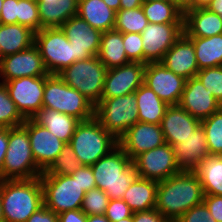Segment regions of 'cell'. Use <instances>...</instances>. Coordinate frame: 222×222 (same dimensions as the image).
Here are the masks:
<instances>
[{
    "instance_id": "obj_9",
    "label": "cell",
    "mask_w": 222,
    "mask_h": 222,
    "mask_svg": "<svg viewBox=\"0 0 222 222\" xmlns=\"http://www.w3.org/2000/svg\"><path fill=\"white\" fill-rule=\"evenodd\" d=\"M43 188L44 206L55 214L67 210L81 209L85 191L70 175H48L45 171L40 176Z\"/></svg>"
},
{
    "instance_id": "obj_39",
    "label": "cell",
    "mask_w": 222,
    "mask_h": 222,
    "mask_svg": "<svg viewBox=\"0 0 222 222\" xmlns=\"http://www.w3.org/2000/svg\"><path fill=\"white\" fill-rule=\"evenodd\" d=\"M109 196L100 188L85 193L81 210L88 215H103L109 203Z\"/></svg>"
},
{
    "instance_id": "obj_27",
    "label": "cell",
    "mask_w": 222,
    "mask_h": 222,
    "mask_svg": "<svg viewBox=\"0 0 222 222\" xmlns=\"http://www.w3.org/2000/svg\"><path fill=\"white\" fill-rule=\"evenodd\" d=\"M158 182L136 177L126 190L123 200L133 212L147 211L156 207Z\"/></svg>"
},
{
    "instance_id": "obj_49",
    "label": "cell",
    "mask_w": 222,
    "mask_h": 222,
    "mask_svg": "<svg viewBox=\"0 0 222 222\" xmlns=\"http://www.w3.org/2000/svg\"><path fill=\"white\" fill-rule=\"evenodd\" d=\"M26 222H59L58 214L49 210L46 206L33 213Z\"/></svg>"
},
{
    "instance_id": "obj_34",
    "label": "cell",
    "mask_w": 222,
    "mask_h": 222,
    "mask_svg": "<svg viewBox=\"0 0 222 222\" xmlns=\"http://www.w3.org/2000/svg\"><path fill=\"white\" fill-rule=\"evenodd\" d=\"M141 7L148 23H183V13L172 1H143Z\"/></svg>"
},
{
    "instance_id": "obj_55",
    "label": "cell",
    "mask_w": 222,
    "mask_h": 222,
    "mask_svg": "<svg viewBox=\"0 0 222 222\" xmlns=\"http://www.w3.org/2000/svg\"><path fill=\"white\" fill-rule=\"evenodd\" d=\"M86 222H110V221L103 214V215H88Z\"/></svg>"
},
{
    "instance_id": "obj_17",
    "label": "cell",
    "mask_w": 222,
    "mask_h": 222,
    "mask_svg": "<svg viewBox=\"0 0 222 222\" xmlns=\"http://www.w3.org/2000/svg\"><path fill=\"white\" fill-rule=\"evenodd\" d=\"M22 126L28 131L32 155L37 166L43 172L46 171L60 154L65 142L32 118L26 119Z\"/></svg>"
},
{
    "instance_id": "obj_21",
    "label": "cell",
    "mask_w": 222,
    "mask_h": 222,
    "mask_svg": "<svg viewBox=\"0 0 222 222\" xmlns=\"http://www.w3.org/2000/svg\"><path fill=\"white\" fill-rule=\"evenodd\" d=\"M161 63L186 80L196 77L199 71L193 42L184 33L165 53Z\"/></svg>"
},
{
    "instance_id": "obj_25",
    "label": "cell",
    "mask_w": 222,
    "mask_h": 222,
    "mask_svg": "<svg viewBox=\"0 0 222 222\" xmlns=\"http://www.w3.org/2000/svg\"><path fill=\"white\" fill-rule=\"evenodd\" d=\"M36 2L41 29L61 27L78 12V0H36Z\"/></svg>"
},
{
    "instance_id": "obj_14",
    "label": "cell",
    "mask_w": 222,
    "mask_h": 222,
    "mask_svg": "<svg viewBox=\"0 0 222 222\" xmlns=\"http://www.w3.org/2000/svg\"><path fill=\"white\" fill-rule=\"evenodd\" d=\"M43 59L35 44L29 48L0 58V77L2 82L21 77L49 76Z\"/></svg>"
},
{
    "instance_id": "obj_61",
    "label": "cell",
    "mask_w": 222,
    "mask_h": 222,
    "mask_svg": "<svg viewBox=\"0 0 222 222\" xmlns=\"http://www.w3.org/2000/svg\"><path fill=\"white\" fill-rule=\"evenodd\" d=\"M143 1H156V0H143ZM159 1H171V0H159Z\"/></svg>"
},
{
    "instance_id": "obj_56",
    "label": "cell",
    "mask_w": 222,
    "mask_h": 222,
    "mask_svg": "<svg viewBox=\"0 0 222 222\" xmlns=\"http://www.w3.org/2000/svg\"><path fill=\"white\" fill-rule=\"evenodd\" d=\"M103 1L109 8H111L115 12H117L120 9V0H103Z\"/></svg>"
},
{
    "instance_id": "obj_51",
    "label": "cell",
    "mask_w": 222,
    "mask_h": 222,
    "mask_svg": "<svg viewBox=\"0 0 222 222\" xmlns=\"http://www.w3.org/2000/svg\"><path fill=\"white\" fill-rule=\"evenodd\" d=\"M8 148V128H0V180H2V168Z\"/></svg>"
},
{
    "instance_id": "obj_2",
    "label": "cell",
    "mask_w": 222,
    "mask_h": 222,
    "mask_svg": "<svg viewBox=\"0 0 222 222\" xmlns=\"http://www.w3.org/2000/svg\"><path fill=\"white\" fill-rule=\"evenodd\" d=\"M4 222H26L44 206L40 177L29 180H0Z\"/></svg>"
},
{
    "instance_id": "obj_15",
    "label": "cell",
    "mask_w": 222,
    "mask_h": 222,
    "mask_svg": "<svg viewBox=\"0 0 222 222\" xmlns=\"http://www.w3.org/2000/svg\"><path fill=\"white\" fill-rule=\"evenodd\" d=\"M185 82L186 79L167 69L161 62L147 63L145 66L143 84L169 106L179 104Z\"/></svg>"
},
{
    "instance_id": "obj_45",
    "label": "cell",
    "mask_w": 222,
    "mask_h": 222,
    "mask_svg": "<svg viewBox=\"0 0 222 222\" xmlns=\"http://www.w3.org/2000/svg\"><path fill=\"white\" fill-rule=\"evenodd\" d=\"M70 176L72 178H77L78 183L85 192L97 187L91 166L82 165Z\"/></svg>"
},
{
    "instance_id": "obj_4",
    "label": "cell",
    "mask_w": 222,
    "mask_h": 222,
    "mask_svg": "<svg viewBox=\"0 0 222 222\" xmlns=\"http://www.w3.org/2000/svg\"><path fill=\"white\" fill-rule=\"evenodd\" d=\"M84 166H91L118 146V140L100 122L92 119L81 121L69 141Z\"/></svg>"
},
{
    "instance_id": "obj_46",
    "label": "cell",
    "mask_w": 222,
    "mask_h": 222,
    "mask_svg": "<svg viewBox=\"0 0 222 222\" xmlns=\"http://www.w3.org/2000/svg\"><path fill=\"white\" fill-rule=\"evenodd\" d=\"M19 0H4L0 14V24H17Z\"/></svg>"
},
{
    "instance_id": "obj_41",
    "label": "cell",
    "mask_w": 222,
    "mask_h": 222,
    "mask_svg": "<svg viewBox=\"0 0 222 222\" xmlns=\"http://www.w3.org/2000/svg\"><path fill=\"white\" fill-rule=\"evenodd\" d=\"M196 77L222 105V66L201 69Z\"/></svg>"
},
{
    "instance_id": "obj_44",
    "label": "cell",
    "mask_w": 222,
    "mask_h": 222,
    "mask_svg": "<svg viewBox=\"0 0 222 222\" xmlns=\"http://www.w3.org/2000/svg\"><path fill=\"white\" fill-rule=\"evenodd\" d=\"M176 222H217L204 203L186 211Z\"/></svg>"
},
{
    "instance_id": "obj_48",
    "label": "cell",
    "mask_w": 222,
    "mask_h": 222,
    "mask_svg": "<svg viewBox=\"0 0 222 222\" xmlns=\"http://www.w3.org/2000/svg\"><path fill=\"white\" fill-rule=\"evenodd\" d=\"M133 222H169L155 208L147 211H139L133 213Z\"/></svg>"
},
{
    "instance_id": "obj_10",
    "label": "cell",
    "mask_w": 222,
    "mask_h": 222,
    "mask_svg": "<svg viewBox=\"0 0 222 222\" xmlns=\"http://www.w3.org/2000/svg\"><path fill=\"white\" fill-rule=\"evenodd\" d=\"M34 44L49 74H58L75 62L73 45L61 27L43 28L36 32Z\"/></svg>"
},
{
    "instance_id": "obj_13",
    "label": "cell",
    "mask_w": 222,
    "mask_h": 222,
    "mask_svg": "<svg viewBox=\"0 0 222 222\" xmlns=\"http://www.w3.org/2000/svg\"><path fill=\"white\" fill-rule=\"evenodd\" d=\"M183 33V23H148L141 33L144 64L161 62Z\"/></svg>"
},
{
    "instance_id": "obj_28",
    "label": "cell",
    "mask_w": 222,
    "mask_h": 222,
    "mask_svg": "<svg viewBox=\"0 0 222 222\" xmlns=\"http://www.w3.org/2000/svg\"><path fill=\"white\" fill-rule=\"evenodd\" d=\"M77 15L101 32L112 30L115 27L116 12L109 8L103 0H78Z\"/></svg>"
},
{
    "instance_id": "obj_29",
    "label": "cell",
    "mask_w": 222,
    "mask_h": 222,
    "mask_svg": "<svg viewBox=\"0 0 222 222\" xmlns=\"http://www.w3.org/2000/svg\"><path fill=\"white\" fill-rule=\"evenodd\" d=\"M35 32L20 24H0V58L32 46Z\"/></svg>"
},
{
    "instance_id": "obj_30",
    "label": "cell",
    "mask_w": 222,
    "mask_h": 222,
    "mask_svg": "<svg viewBox=\"0 0 222 222\" xmlns=\"http://www.w3.org/2000/svg\"><path fill=\"white\" fill-rule=\"evenodd\" d=\"M134 94L137 100L139 122L160 124L169 105L145 84H142Z\"/></svg>"
},
{
    "instance_id": "obj_8",
    "label": "cell",
    "mask_w": 222,
    "mask_h": 222,
    "mask_svg": "<svg viewBox=\"0 0 222 222\" xmlns=\"http://www.w3.org/2000/svg\"><path fill=\"white\" fill-rule=\"evenodd\" d=\"M95 118L118 140L139 122L135 94L101 99L95 105Z\"/></svg>"
},
{
    "instance_id": "obj_33",
    "label": "cell",
    "mask_w": 222,
    "mask_h": 222,
    "mask_svg": "<svg viewBox=\"0 0 222 222\" xmlns=\"http://www.w3.org/2000/svg\"><path fill=\"white\" fill-rule=\"evenodd\" d=\"M194 171L204 194L222 196V155H208Z\"/></svg>"
},
{
    "instance_id": "obj_53",
    "label": "cell",
    "mask_w": 222,
    "mask_h": 222,
    "mask_svg": "<svg viewBox=\"0 0 222 222\" xmlns=\"http://www.w3.org/2000/svg\"><path fill=\"white\" fill-rule=\"evenodd\" d=\"M143 0H120V9H134L141 7Z\"/></svg>"
},
{
    "instance_id": "obj_59",
    "label": "cell",
    "mask_w": 222,
    "mask_h": 222,
    "mask_svg": "<svg viewBox=\"0 0 222 222\" xmlns=\"http://www.w3.org/2000/svg\"><path fill=\"white\" fill-rule=\"evenodd\" d=\"M0 222H4L3 214H2V204H1V200H0Z\"/></svg>"
},
{
    "instance_id": "obj_6",
    "label": "cell",
    "mask_w": 222,
    "mask_h": 222,
    "mask_svg": "<svg viewBox=\"0 0 222 222\" xmlns=\"http://www.w3.org/2000/svg\"><path fill=\"white\" fill-rule=\"evenodd\" d=\"M43 108L54 109L80 121L95 117V105L57 74H50L45 80Z\"/></svg>"
},
{
    "instance_id": "obj_16",
    "label": "cell",
    "mask_w": 222,
    "mask_h": 222,
    "mask_svg": "<svg viewBox=\"0 0 222 222\" xmlns=\"http://www.w3.org/2000/svg\"><path fill=\"white\" fill-rule=\"evenodd\" d=\"M69 42L73 45L75 62L97 56L102 32L91 27L78 15L69 18L62 26Z\"/></svg>"
},
{
    "instance_id": "obj_38",
    "label": "cell",
    "mask_w": 222,
    "mask_h": 222,
    "mask_svg": "<svg viewBox=\"0 0 222 222\" xmlns=\"http://www.w3.org/2000/svg\"><path fill=\"white\" fill-rule=\"evenodd\" d=\"M81 166L70 144L65 143L60 154L45 172L48 175H71Z\"/></svg>"
},
{
    "instance_id": "obj_24",
    "label": "cell",
    "mask_w": 222,
    "mask_h": 222,
    "mask_svg": "<svg viewBox=\"0 0 222 222\" xmlns=\"http://www.w3.org/2000/svg\"><path fill=\"white\" fill-rule=\"evenodd\" d=\"M183 30L187 37H211L222 34V16L207 8L188 10L183 14Z\"/></svg>"
},
{
    "instance_id": "obj_47",
    "label": "cell",
    "mask_w": 222,
    "mask_h": 222,
    "mask_svg": "<svg viewBox=\"0 0 222 222\" xmlns=\"http://www.w3.org/2000/svg\"><path fill=\"white\" fill-rule=\"evenodd\" d=\"M203 203L208 208L211 216L217 222H222V196L204 194Z\"/></svg>"
},
{
    "instance_id": "obj_43",
    "label": "cell",
    "mask_w": 222,
    "mask_h": 222,
    "mask_svg": "<svg viewBox=\"0 0 222 222\" xmlns=\"http://www.w3.org/2000/svg\"><path fill=\"white\" fill-rule=\"evenodd\" d=\"M133 213L123 199H110L104 215L110 222H117L133 216Z\"/></svg>"
},
{
    "instance_id": "obj_3",
    "label": "cell",
    "mask_w": 222,
    "mask_h": 222,
    "mask_svg": "<svg viewBox=\"0 0 222 222\" xmlns=\"http://www.w3.org/2000/svg\"><path fill=\"white\" fill-rule=\"evenodd\" d=\"M91 168L97 188L105 191L109 199H122L137 177L134 163L119 145Z\"/></svg>"
},
{
    "instance_id": "obj_31",
    "label": "cell",
    "mask_w": 222,
    "mask_h": 222,
    "mask_svg": "<svg viewBox=\"0 0 222 222\" xmlns=\"http://www.w3.org/2000/svg\"><path fill=\"white\" fill-rule=\"evenodd\" d=\"M98 59L107 69L117 68L131 62L123 46V33L112 29L102 32Z\"/></svg>"
},
{
    "instance_id": "obj_36",
    "label": "cell",
    "mask_w": 222,
    "mask_h": 222,
    "mask_svg": "<svg viewBox=\"0 0 222 222\" xmlns=\"http://www.w3.org/2000/svg\"><path fill=\"white\" fill-rule=\"evenodd\" d=\"M209 155H222V107L201 121Z\"/></svg>"
},
{
    "instance_id": "obj_22",
    "label": "cell",
    "mask_w": 222,
    "mask_h": 222,
    "mask_svg": "<svg viewBox=\"0 0 222 222\" xmlns=\"http://www.w3.org/2000/svg\"><path fill=\"white\" fill-rule=\"evenodd\" d=\"M200 124V120L194 118L179 105H171L166 109L160 126L166 143L175 146L192 135Z\"/></svg>"
},
{
    "instance_id": "obj_60",
    "label": "cell",
    "mask_w": 222,
    "mask_h": 222,
    "mask_svg": "<svg viewBox=\"0 0 222 222\" xmlns=\"http://www.w3.org/2000/svg\"><path fill=\"white\" fill-rule=\"evenodd\" d=\"M4 0H0V14H1V10H2V4H3Z\"/></svg>"
},
{
    "instance_id": "obj_7",
    "label": "cell",
    "mask_w": 222,
    "mask_h": 222,
    "mask_svg": "<svg viewBox=\"0 0 222 222\" xmlns=\"http://www.w3.org/2000/svg\"><path fill=\"white\" fill-rule=\"evenodd\" d=\"M106 73L105 65L97 56H93L74 62L57 75L96 105L103 95Z\"/></svg>"
},
{
    "instance_id": "obj_19",
    "label": "cell",
    "mask_w": 222,
    "mask_h": 222,
    "mask_svg": "<svg viewBox=\"0 0 222 222\" xmlns=\"http://www.w3.org/2000/svg\"><path fill=\"white\" fill-rule=\"evenodd\" d=\"M160 124L137 122L118 139V145L133 160L140 153L165 144Z\"/></svg>"
},
{
    "instance_id": "obj_26",
    "label": "cell",
    "mask_w": 222,
    "mask_h": 222,
    "mask_svg": "<svg viewBox=\"0 0 222 222\" xmlns=\"http://www.w3.org/2000/svg\"><path fill=\"white\" fill-rule=\"evenodd\" d=\"M32 119L65 143H69L77 125L81 122L73 116L50 108H41Z\"/></svg>"
},
{
    "instance_id": "obj_37",
    "label": "cell",
    "mask_w": 222,
    "mask_h": 222,
    "mask_svg": "<svg viewBox=\"0 0 222 222\" xmlns=\"http://www.w3.org/2000/svg\"><path fill=\"white\" fill-rule=\"evenodd\" d=\"M25 120L18 111L14 101L10 98L5 84L0 82V128L18 127Z\"/></svg>"
},
{
    "instance_id": "obj_18",
    "label": "cell",
    "mask_w": 222,
    "mask_h": 222,
    "mask_svg": "<svg viewBox=\"0 0 222 222\" xmlns=\"http://www.w3.org/2000/svg\"><path fill=\"white\" fill-rule=\"evenodd\" d=\"M145 66L141 62H129L107 69L101 99L134 93L143 84Z\"/></svg>"
},
{
    "instance_id": "obj_35",
    "label": "cell",
    "mask_w": 222,
    "mask_h": 222,
    "mask_svg": "<svg viewBox=\"0 0 222 222\" xmlns=\"http://www.w3.org/2000/svg\"><path fill=\"white\" fill-rule=\"evenodd\" d=\"M148 20L142 7L134 9H119L116 12L114 29L121 33H142L147 27Z\"/></svg>"
},
{
    "instance_id": "obj_23",
    "label": "cell",
    "mask_w": 222,
    "mask_h": 222,
    "mask_svg": "<svg viewBox=\"0 0 222 222\" xmlns=\"http://www.w3.org/2000/svg\"><path fill=\"white\" fill-rule=\"evenodd\" d=\"M172 147L176 164L180 170L194 171L209 155L207 139L201 124L192 135Z\"/></svg>"
},
{
    "instance_id": "obj_40",
    "label": "cell",
    "mask_w": 222,
    "mask_h": 222,
    "mask_svg": "<svg viewBox=\"0 0 222 222\" xmlns=\"http://www.w3.org/2000/svg\"><path fill=\"white\" fill-rule=\"evenodd\" d=\"M17 24L28 27L35 33L41 30L38 3L36 0H19Z\"/></svg>"
},
{
    "instance_id": "obj_5",
    "label": "cell",
    "mask_w": 222,
    "mask_h": 222,
    "mask_svg": "<svg viewBox=\"0 0 222 222\" xmlns=\"http://www.w3.org/2000/svg\"><path fill=\"white\" fill-rule=\"evenodd\" d=\"M42 173L33 158L28 131L22 125L8 128L2 180H29L40 177Z\"/></svg>"
},
{
    "instance_id": "obj_42",
    "label": "cell",
    "mask_w": 222,
    "mask_h": 222,
    "mask_svg": "<svg viewBox=\"0 0 222 222\" xmlns=\"http://www.w3.org/2000/svg\"><path fill=\"white\" fill-rule=\"evenodd\" d=\"M123 46L131 62L144 63L142 36L140 33H123Z\"/></svg>"
},
{
    "instance_id": "obj_12",
    "label": "cell",
    "mask_w": 222,
    "mask_h": 222,
    "mask_svg": "<svg viewBox=\"0 0 222 222\" xmlns=\"http://www.w3.org/2000/svg\"><path fill=\"white\" fill-rule=\"evenodd\" d=\"M48 76L21 77L3 82L20 114L33 118L43 108L45 80Z\"/></svg>"
},
{
    "instance_id": "obj_11",
    "label": "cell",
    "mask_w": 222,
    "mask_h": 222,
    "mask_svg": "<svg viewBox=\"0 0 222 222\" xmlns=\"http://www.w3.org/2000/svg\"><path fill=\"white\" fill-rule=\"evenodd\" d=\"M132 162L138 177L157 182L181 171L176 164L173 147L168 143L140 153Z\"/></svg>"
},
{
    "instance_id": "obj_52",
    "label": "cell",
    "mask_w": 222,
    "mask_h": 222,
    "mask_svg": "<svg viewBox=\"0 0 222 222\" xmlns=\"http://www.w3.org/2000/svg\"><path fill=\"white\" fill-rule=\"evenodd\" d=\"M171 1L183 14L188 10H194V0H171Z\"/></svg>"
},
{
    "instance_id": "obj_50",
    "label": "cell",
    "mask_w": 222,
    "mask_h": 222,
    "mask_svg": "<svg viewBox=\"0 0 222 222\" xmlns=\"http://www.w3.org/2000/svg\"><path fill=\"white\" fill-rule=\"evenodd\" d=\"M59 222H86L87 215L81 210H67L58 214Z\"/></svg>"
},
{
    "instance_id": "obj_20",
    "label": "cell",
    "mask_w": 222,
    "mask_h": 222,
    "mask_svg": "<svg viewBox=\"0 0 222 222\" xmlns=\"http://www.w3.org/2000/svg\"><path fill=\"white\" fill-rule=\"evenodd\" d=\"M178 105L200 121L222 107L212 91L207 90L197 77L186 80Z\"/></svg>"
},
{
    "instance_id": "obj_32",
    "label": "cell",
    "mask_w": 222,
    "mask_h": 222,
    "mask_svg": "<svg viewBox=\"0 0 222 222\" xmlns=\"http://www.w3.org/2000/svg\"><path fill=\"white\" fill-rule=\"evenodd\" d=\"M188 38L193 42L199 70L222 66V34Z\"/></svg>"
},
{
    "instance_id": "obj_1",
    "label": "cell",
    "mask_w": 222,
    "mask_h": 222,
    "mask_svg": "<svg viewBox=\"0 0 222 222\" xmlns=\"http://www.w3.org/2000/svg\"><path fill=\"white\" fill-rule=\"evenodd\" d=\"M204 192L195 171L181 170L157 186L156 207L169 222H176L186 211L203 203Z\"/></svg>"
},
{
    "instance_id": "obj_58",
    "label": "cell",
    "mask_w": 222,
    "mask_h": 222,
    "mask_svg": "<svg viewBox=\"0 0 222 222\" xmlns=\"http://www.w3.org/2000/svg\"><path fill=\"white\" fill-rule=\"evenodd\" d=\"M117 222H133V216L121 219Z\"/></svg>"
},
{
    "instance_id": "obj_57",
    "label": "cell",
    "mask_w": 222,
    "mask_h": 222,
    "mask_svg": "<svg viewBox=\"0 0 222 222\" xmlns=\"http://www.w3.org/2000/svg\"><path fill=\"white\" fill-rule=\"evenodd\" d=\"M213 0H194V9L207 8Z\"/></svg>"
},
{
    "instance_id": "obj_54",
    "label": "cell",
    "mask_w": 222,
    "mask_h": 222,
    "mask_svg": "<svg viewBox=\"0 0 222 222\" xmlns=\"http://www.w3.org/2000/svg\"><path fill=\"white\" fill-rule=\"evenodd\" d=\"M211 12L217 13L222 16V0H213L207 7Z\"/></svg>"
}]
</instances>
